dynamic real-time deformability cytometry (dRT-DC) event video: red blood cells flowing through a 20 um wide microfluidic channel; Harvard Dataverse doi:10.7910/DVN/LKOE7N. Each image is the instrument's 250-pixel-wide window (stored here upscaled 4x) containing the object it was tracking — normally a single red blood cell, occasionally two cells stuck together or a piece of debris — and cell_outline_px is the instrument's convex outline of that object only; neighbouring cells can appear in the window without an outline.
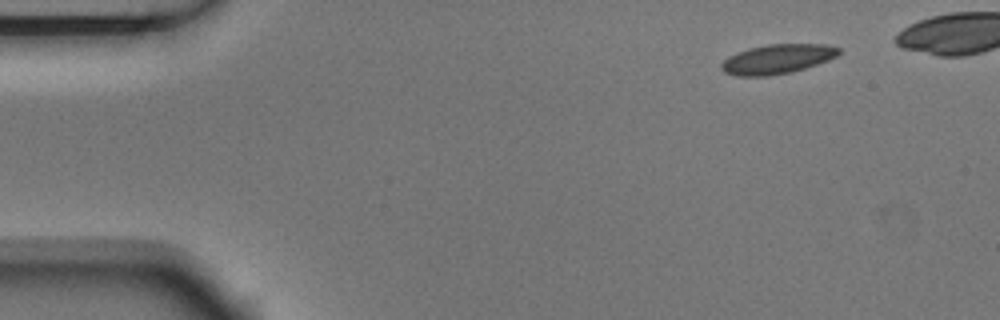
{"species": "Egyptian fruit bat (a non-hibernating species)", "species_latin": "Rousettus aegyptiacus", "temperature_condition": "room temperature", "stored_images_in_passage": 11, "camera_frame_rate_fps": 3000, "um_per_image_px": 0.085, "animal": {"sex": "male"}, "frame": {"image": 1, "passage_image": 1, "time_ms": 0.0, "image_size_px": [1000, 320], "cell_outline_px": [[840, 52], [836, 56], [828, 60], [792, 72], [768, 76], [736, 76], [724, 72], [720, 68], [720, 64], [728, 56], [736, 52], [748, 48], [768, 44], [824, 44], [840, 48]], "centroid_in_image_um": [66.02, 5.02], "position_along_channel_um": 19.0, "area_um2": 20.23}}
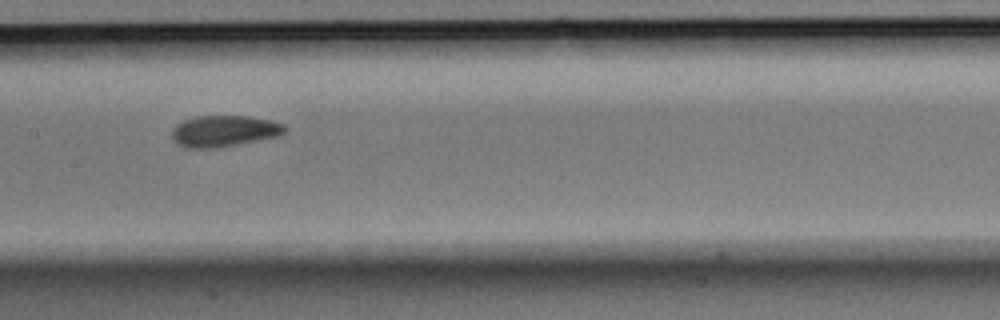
{"frame": {"image": 2, "passage_image": 7, "time_ms": 2.0, "image_size_px": [1000, 320], "cell_outline_px": [[288, 132], [276, 136], [216, 148], [188, 148], [180, 144], [172, 136], [172, 128], [176, 124], [184, 120], [196, 116], [244, 116], [268, 120], [284, 124], [288, 128]], "centroid_in_image_um": [19.05, 11.13], "position_along_channel_um": 188.3, "area_um2": 20.29}}
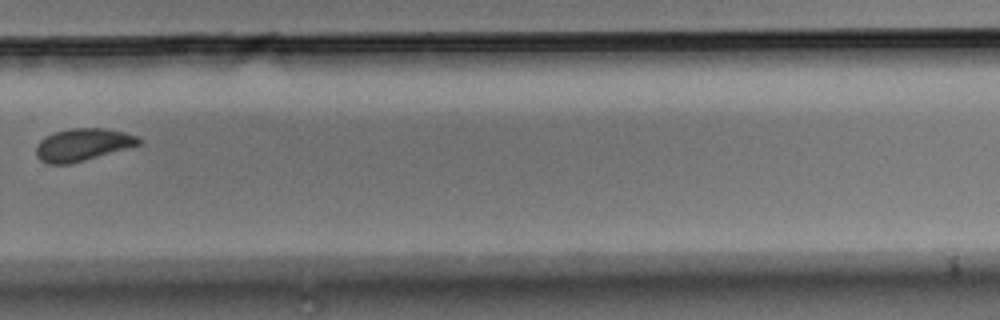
{"frame": {"image": 3, "passage_image": 10, "time_ms": 3.0, "image_size_px": [1000, 320], "cell_outline_px": [[140, 144], [72, 164], [48, 164], [40, 160], [36, 156], [36, 144], [44, 136], [56, 132], [72, 128], [104, 128], [124, 132], [136, 136], [140, 140]], "centroid_in_image_um": [6.97, 12.3], "position_along_channel_um": 322.8, "area_um2": 19.31}}